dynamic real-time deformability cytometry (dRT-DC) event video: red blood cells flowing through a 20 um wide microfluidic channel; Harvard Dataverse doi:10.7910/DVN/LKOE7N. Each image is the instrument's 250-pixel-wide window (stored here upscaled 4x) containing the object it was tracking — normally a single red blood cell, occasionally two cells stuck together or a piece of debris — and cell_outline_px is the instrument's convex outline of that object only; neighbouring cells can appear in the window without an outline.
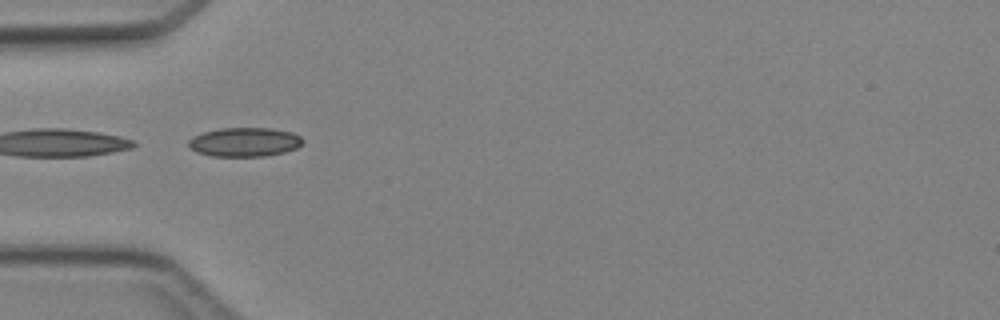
{"species": "Egyptian fruit bat (a non-hibernating species)", "species_latin": "Rousettus aegyptiacus", "temperature_condition": "cold", "stored_images_in_passage": 1, "camera_frame_rate_fps": 3000, "um_per_image_px": 0.085, "animal": {"sex": "female"}, "frame": {"image": 1, "passage_image": 1, "time_ms": 0.0, "image_size_px": [1000, 320], "cell_outline_px": [[304, 140], [296, 148], [284, 152], [264, 156], [212, 156], [196, 152], [188, 144], [188, 140], [192, 136], [204, 132], [220, 128], [272, 128], [292, 132], [300, 136]], "centroid_in_image_um": [20.78, 12.07], "position_along_channel_um": 64.2, "area_um2": 19.31}}